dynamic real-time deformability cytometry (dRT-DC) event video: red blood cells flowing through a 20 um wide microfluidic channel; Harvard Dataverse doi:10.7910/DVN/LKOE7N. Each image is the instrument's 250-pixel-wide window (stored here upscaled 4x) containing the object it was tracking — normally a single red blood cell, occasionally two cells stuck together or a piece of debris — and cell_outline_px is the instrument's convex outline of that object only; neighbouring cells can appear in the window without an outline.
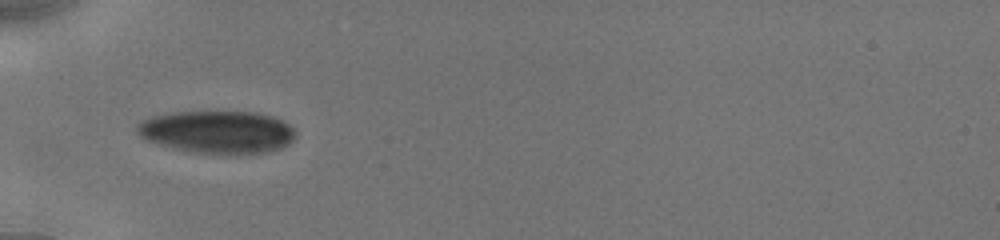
{"species": "human", "species_latin": "Homo sapiens", "temperature_condition": "cold", "stored_images_in_passage": 57, "camera_frame_rate_fps": 3000, "um_per_image_px": 0.085, "donor": {"sex": "male"}, "frame": {"image": 1, "passage_image": 1, "time_ms": 0.0, "image_size_px": [1000, 240], "cell_outline_px": [[296, 136], [288, 144], [280, 148], [268, 152], [192, 152], [160, 144], [148, 140], [140, 136], [136, 132], [136, 124], [152, 116], [176, 112], [256, 112], [272, 116], [288, 124], [296, 132]], "centroid_in_image_um": [18.48, 11.19], "position_along_channel_um": 66.5, "area_um2": 38.55}}
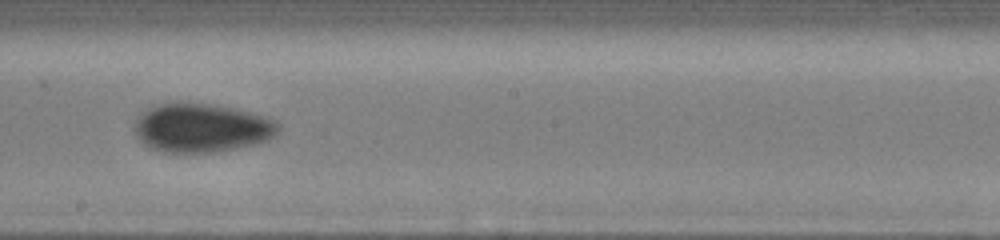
{"frame": {"image": 2, "passage_image": 29, "time_ms": 4.333, "image_size_px": [1000, 240], "cell_outline_px": [[280, 128], [268, 140], [256, 144], [216, 152], [160, 152], [148, 148], [136, 136], [132, 124], [148, 108], [160, 104], [176, 100], [188, 100], [236, 108], [276, 120], [280, 124]], "centroid_in_image_um": [17.09, 10.84], "position_along_channel_um": 231.1, "area_um2": 41.67}}
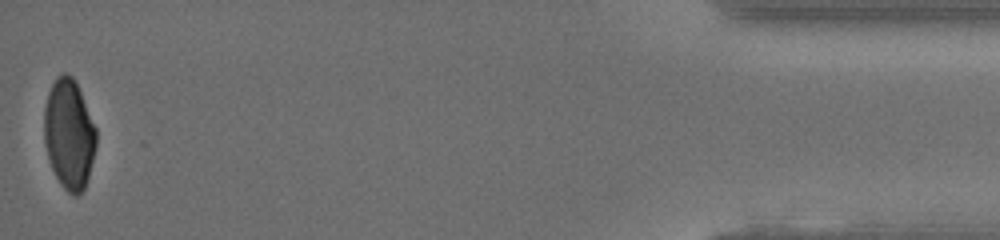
{"frame": {"image": 3, "passage_image": 57, "time_ms": 11.333, "image_size_px": [1000, 240], "cell_outline_px": [[96, 144], [88, 176], [84, 188], [76, 196], [72, 196], [64, 188], [56, 176], [52, 168], [44, 144], [44, 108], [48, 92], [56, 76], [64, 72], [72, 76], [76, 80], [96, 128]], "centroid_in_image_um": [5.86, 11.36], "position_along_channel_um": 429.3, "area_um2": 33.29}, "authors_computed_cell_mechanics": {"area_um2": 40.1132, "velocity_mm_per_s": 3.9294, "shape_relaxation_time_tau1_ms": 6.7589, "shape_relaxation_time_tau2_ms": 0.9674, "deformation_change_tau1": 0.1226, "deformation_change_tau2": 0.0412}}